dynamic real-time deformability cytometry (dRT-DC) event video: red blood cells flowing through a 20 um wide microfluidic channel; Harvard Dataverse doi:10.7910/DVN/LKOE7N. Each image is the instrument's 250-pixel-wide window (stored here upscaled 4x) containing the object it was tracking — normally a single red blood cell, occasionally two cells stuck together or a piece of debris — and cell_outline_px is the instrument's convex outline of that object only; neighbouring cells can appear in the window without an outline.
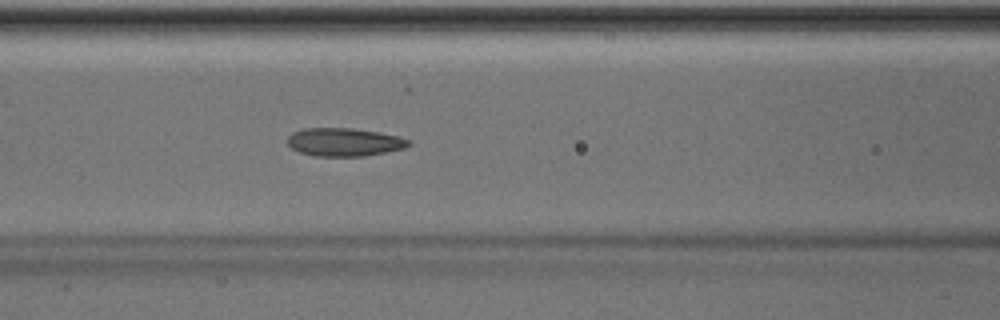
{"species": "Egyptian fruit bat (a non-hibernating species)", "species_latin": "Rousettus aegyptiacus", "temperature_condition": "room temperature", "stored_images_in_passage": 50, "camera_frame_rate_fps": 3000, "um_per_image_px": 0.085, "animal": {"sex": "male"}, "frame": {"image": 1, "passage_image": 21, "time_ms": 6.667, "image_size_px": [1000, 320], "cell_outline_px": [[412, 144], [404, 148], [364, 156], [316, 156], [300, 152], [292, 148], [288, 144], [288, 136], [292, 132], [304, 128], [352, 128], [400, 136], [412, 140]], "centroid_in_image_um": [29.28, 12.07], "position_along_channel_um": 137.3, "area_um2": 19.88}}
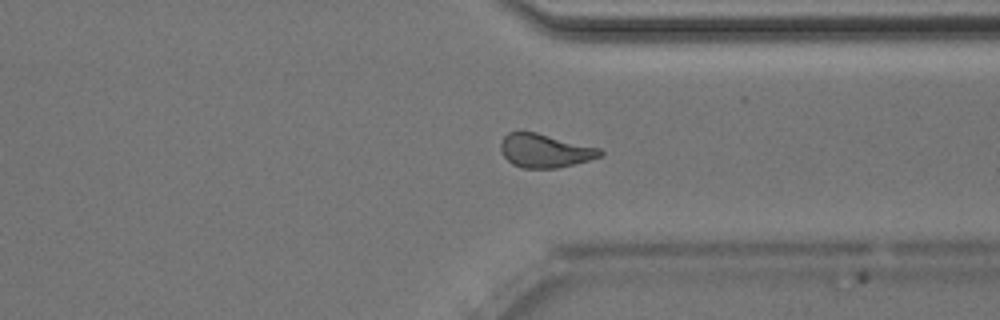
{"frame": {"image": 2, "passage_image": 38, "time_ms": 12.333, "image_size_px": [1000, 320], "cell_outline_px": [[604, 152], [600, 156], [588, 160], [556, 168], [520, 168], [512, 164], [504, 156], [500, 148], [500, 144], [504, 136], [508, 132], [536, 132], [600, 148]], "centroid_in_image_um": [46.29, 12.81], "position_along_channel_um": 365.1, "area_um2": 19.31}}
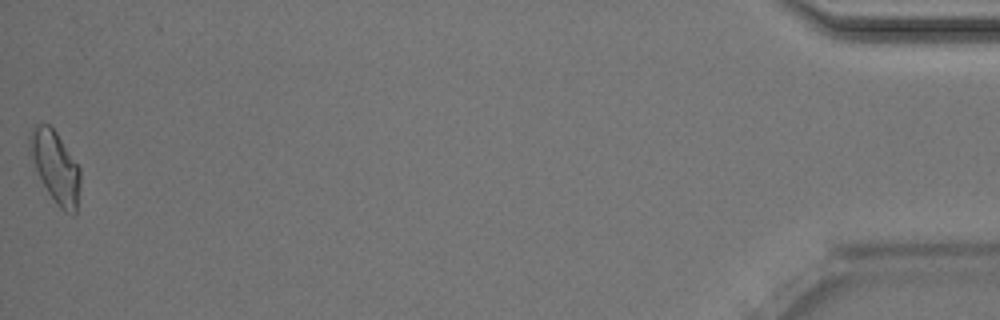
{"frame": {"image": 3, "passage_image": 50, "time_ms": 16.333, "image_size_px": [1000, 320], "cell_outline_px": [[80, 184], [76, 212], [72, 216], [64, 212], [56, 204], [48, 192], [28, 152], [28, 136], [32, 128], [36, 124], [48, 124], [56, 132], [80, 168]], "centroid_in_image_um": [4.7, 14.19], "position_along_channel_um": 430.5, "area_um2": 20.98}, "authors_computed_cell_mechanics": {"area_um2": 20.1722, "velocity_mm_per_s": 4.02, "shape_relaxation_time_tau1_ms": null, "shape_relaxation_time_tau2_ms": 3.2558, "deformation_change_tau1": null, "deformation_change_tau2": 0.0948}}